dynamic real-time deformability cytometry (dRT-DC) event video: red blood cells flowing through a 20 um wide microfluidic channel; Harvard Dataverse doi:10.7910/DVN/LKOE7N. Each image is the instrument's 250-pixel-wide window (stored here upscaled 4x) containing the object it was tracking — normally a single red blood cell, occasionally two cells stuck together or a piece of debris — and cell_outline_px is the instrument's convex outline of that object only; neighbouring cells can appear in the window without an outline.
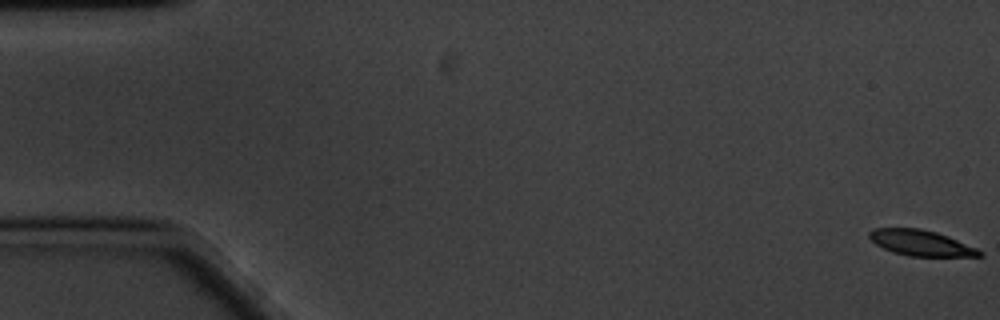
{"species": "common noctule bat (a hibernating species)", "species_latin": "Nyctalus noctula", "temperature_condition": "cold", "stored_images_in_passage": 19, "camera_frame_rate_fps": 3000, "um_per_image_px": 0.085, "animal": {"sex": "male", "body_mass_g": 20.1, "forearm_length_mm": 53.5}, "frame": {"image": 1, "passage_image": 1, "time_ms": 0.0, "image_size_px": [1000, 320], "cell_outline_px": [[984, 256], [908, 256], [892, 252], [876, 244], [868, 236], [868, 232], [872, 228], [920, 228], [936, 232], [948, 236], [976, 248], [984, 252]], "centroid_in_image_um": [78.27, 20.64], "position_along_channel_um": 6.7, "area_um2": 16.47}}
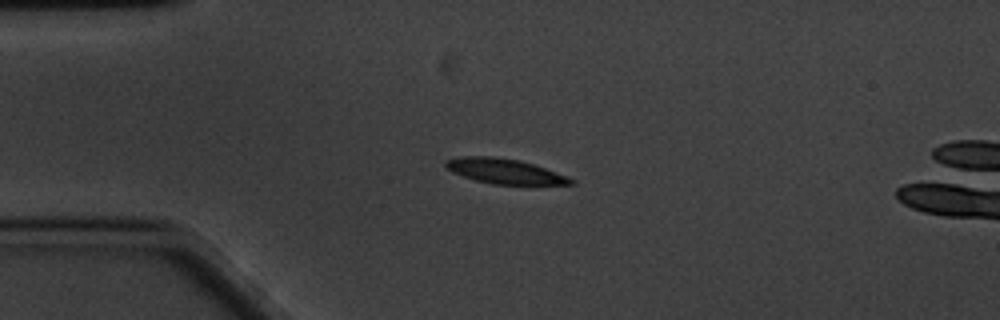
{"frame": {"image": 2, "passage_image": 15, "time_ms": 4.667, "image_size_px": [1000, 320], "cell_outline_px": [[576, 184], [492, 184], [476, 180], [452, 172], [444, 164], [444, 160], [460, 156], [492, 156], [520, 160], [544, 168], [576, 180]], "centroid_in_image_um": [42.86, 14.54], "position_along_channel_um": 42.1, "area_um2": 17.98}}